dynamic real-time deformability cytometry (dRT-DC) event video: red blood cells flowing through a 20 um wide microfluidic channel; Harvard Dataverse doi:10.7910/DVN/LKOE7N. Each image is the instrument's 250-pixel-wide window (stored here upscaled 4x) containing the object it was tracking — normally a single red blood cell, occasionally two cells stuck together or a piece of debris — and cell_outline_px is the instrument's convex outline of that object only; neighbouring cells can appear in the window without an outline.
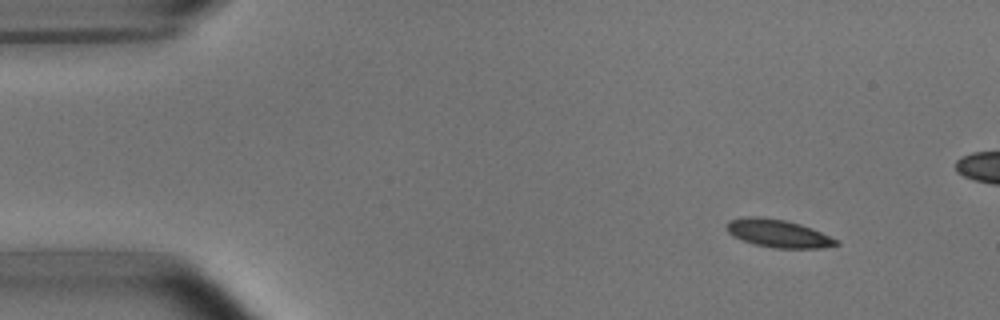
{"species": "common noctule bat (a hibernating species)", "species_latin": "Nyctalus noctula", "temperature_condition": "room temperature", "stored_images_in_passage": 5, "camera_frame_rate_fps": 3000, "um_per_image_px": 0.085, "animal": {"sex": "male", "body_mass_g": 15.6}, "frame": {"image": 1, "passage_image": 2, "time_ms": 1.333, "image_size_px": [1000, 320], "cell_outline_px": [[840, 244], [820, 248], [772, 248], [756, 244], [732, 236], [724, 228], [728, 220], [744, 216], [760, 216], [784, 220], [800, 224], [812, 228], [840, 240]], "centroid_in_image_um": [66.13, 19.83], "position_along_channel_um": 18.9, "area_um2": 17.98}}